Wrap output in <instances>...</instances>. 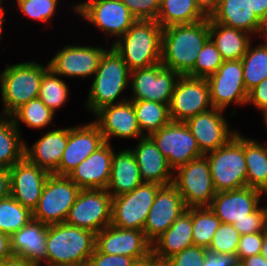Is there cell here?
Segmentation results:
<instances>
[{"label": "cell", "instance_id": "681fc988", "mask_svg": "<svg viewBox=\"0 0 267 266\" xmlns=\"http://www.w3.org/2000/svg\"><path fill=\"white\" fill-rule=\"evenodd\" d=\"M251 103L262 112L263 117L267 114V78L249 91L247 104Z\"/></svg>", "mask_w": 267, "mask_h": 266}, {"label": "cell", "instance_id": "ab89813d", "mask_svg": "<svg viewBox=\"0 0 267 266\" xmlns=\"http://www.w3.org/2000/svg\"><path fill=\"white\" fill-rule=\"evenodd\" d=\"M69 96V88L61 76L58 77L50 68L43 74L38 98L54 113L65 105Z\"/></svg>", "mask_w": 267, "mask_h": 266}, {"label": "cell", "instance_id": "9c48e42d", "mask_svg": "<svg viewBox=\"0 0 267 266\" xmlns=\"http://www.w3.org/2000/svg\"><path fill=\"white\" fill-rule=\"evenodd\" d=\"M112 198L106 189H81L65 223L97 234L111 224Z\"/></svg>", "mask_w": 267, "mask_h": 266}, {"label": "cell", "instance_id": "f6af8a7d", "mask_svg": "<svg viewBox=\"0 0 267 266\" xmlns=\"http://www.w3.org/2000/svg\"><path fill=\"white\" fill-rule=\"evenodd\" d=\"M206 253V248L192 245L171 256L168 260L172 266H202Z\"/></svg>", "mask_w": 267, "mask_h": 266}, {"label": "cell", "instance_id": "4dcf8cb0", "mask_svg": "<svg viewBox=\"0 0 267 266\" xmlns=\"http://www.w3.org/2000/svg\"><path fill=\"white\" fill-rule=\"evenodd\" d=\"M249 33L216 23L210 19L209 38L224 61L240 60L251 43Z\"/></svg>", "mask_w": 267, "mask_h": 266}, {"label": "cell", "instance_id": "f546056e", "mask_svg": "<svg viewBox=\"0 0 267 266\" xmlns=\"http://www.w3.org/2000/svg\"><path fill=\"white\" fill-rule=\"evenodd\" d=\"M192 245L191 208H187L170 228L152 243V253L159 258L168 259Z\"/></svg>", "mask_w": 267, "mask_h": 266}, {"label": "cell", "instance_id": "680465c9", "mask_svg": "<svg viewBox=\"0 0 267 266\" xmlns=\"http://www.w3.org/2000/svg\"><path fill=\"white\" fill-rule=\"evenodd\" d=\"M150 266H172L168 259L159 258L151 252V265Z\"/></svg>", "mask_w": 267, "mask_h": 266}, {"label": "cell", "instance_id": "60d3db41", "mask_svg": "<svg viewBox=\"0 0 267 266\" xmlns=\"http://www.w3.org/2000/svg\"><path fill=\"white\" fill-rule=\"evenodd\" d=\"M223 62L224 60L221 53L209 38L198 54L194 68L186 76L193 78H207L214 74Z\"/></svg>", "mask_w": 267, "mask_h": 266}, {"label": "cell", "instance_id": "d590c367", "mask_svg": "<svg viewBox=\"0 0 267 266\" xmlns=\"http://www.w3.org/2000/svg\"><path fill=\"white\" fill-rule=\"evenodd\" d=\"M251 46L250 43L241 58L243 79L248 92L267 78V42Z\"/></svg>", "mask_w": 267, "mask_h": 266}, {"label": "cell", "instance_id": "d6a6232c", "mask_svg": "<svg viewBox=\"0 0 267 266\" xmlns=\"http://www.w3.org/2000/svg\"><path fill=\"white\" fill-rule=\"evenodd\" d=\"M20 128L11 116L0 115V168L10 169L25 157V144Z\"/></svg>", "mask_w": 267, "mask_h": 266}, {"label": "cell", "instance_id": "b9f144b4", "mask_svg": "<svg viewBox=\"0 0 267 266\" xmlns=\"http://www.w3.org/2000/svg\"><path fill=\"white\" fill-rule=\"evenodd\" d=\"M240 237L233 224L222 222L207 250L213 253H236Z\"/></svg>", "mask_w": 267, "mask_h": 266}, {"label": "cell", "instance_id": "2e32d148", "mask_svg": "<svg viewBox=\"0 0 267 266\" xmlns=\"http://www.w3.org/2000/svg\"><path fill=\"white\" fill-rule=\"evenodd\" d=\"M186 209L176 187L172 183L162 185L154 198L143 228L145 238L152 244Z\"/></svg>", "mask_w": 267, "mask_h": 266}, {"label": "cell", "instance_id": "8992f818", "mask_svg": "<svg viewBox=\"0 0 267 266\" xmlns=\"http://www.w3.org/2000/svg\"><path fill=\"white\" fill-rule=\"evenodd\" d=\"M216 192L247 187L244 136L236 135L224 146L205 154Z\"/></svg>", "mask_w": 267, "mask_h": 266}, {"label": "cell", "instance_id": "f907efd6", "mask_svg": "<svg viewBox=\"0 0 267 266\" xmlns=\"http://www.w3.org/2000/svg\"><path fill=\"white\" fill-rule=\"evenodd\" d=\"M239 262L236 253H213L207 250L202 266H236Z\"/></svg>", "mask_w": 267, "mask_h": 266}, {"label": "cell", "instance_id": "d6986e66", "mask_svg": "<svg viewBox=\"0 0 267 266\" xmlns=\"http://www.w3.org/2000/svg\"><path fill=\"white\" fill-rule=\"evenodd\" d=\"M106 143L94 122L68 127V142L58 166V175L68 176L90 154Z\"/></svg>", "mask_w": 267, "mask_h": 266}, {"label": "cell", "instance_id": "e575fe53", "mask_svg": "<svg viewBox=\"0 0 267 266\" xmlns=\"http://www.w3.org/2000/svg\"><path fill=\"white\" fill-rule=\"evenodd\" d=\"M131 101L133 102L140 130L144 136H149L171 121L168 104L150 100Z\"/></svg>", "mask_w": 267, "mask_h": 266}, {"label": "cell", "instance_id": "9a60e30c", "mask_svg": "<svg viewBox=\"0 0 267 266\" xmlns=\"http://www.w3.org/2000/svg\"><path fill=\"white\" fill-rule=\"evenodd\" d=\"M206 80L213 108L225 110L232 102L242 106L247 104L249 92L243 79L241 59L224 61Z\"/></svg>", "mask_w": 267, "mask_h": 266}, {"label": "cell", "instance_id": "91938a15", "mask_svg": "<svg viewBox=\"0 0 267 266\" xmlns=\"http://www.w3.org/2000/svg\"><path fill=\"white\" fill-rule=\"evenodd\" d=\"M151 265V253L146 257L134 260L130 266H150Z\"/></svg>", "mask_w": 267, "mask_h": 266}, {"label": "cell", "instance_id": "ee69618b", "mask_svg": "<svg viewBox=\"0 0 267 266\" xmlns=\"http://www.w3.org/2000/svg\"><path fill=\"white\" fill-rule=\"evenodd\" d=\"M137 19L156 20L161 0H120Z\"/></svg>", "mask_w": 267, "mask_h": 266}, {"label": "cell", "instance_id": "e7e4bbea", "mask_svg": "<svg viewBox=\"0 0 267 266\" xmlns=\"http://www.w3.org/2000/svg\"><path fill=\"white\" fill-rule=\"evenodd\" d=\"M260 208H261L262 213H263L265 230L267 231V206L260 207Z\"/></svg>", "mask_w": 267, "mask_h": 266}, {"label": "cell", "instance_id": "4316f807", "mask_svg": "<svg viewBox=\"0 0 267 266\" xmlns=\"http://www.w3.org/2000/svg\"><path fill=\"white\" fill-rule=\"evenodd\" d=\"M48 225L31 219L11 236L13 255L23 257L38 266L44 261L46 266V238Z\"/></svg>", "mask_w": 267, "mask_h": 266}, {"label": "cell", "instance_id": "03108f58", "mask_svg": "<svg viewBox=\"0 0 267 266\" xmlns=\"http://www.w3.org/2000/svg\"><path fill=\"white\" fill-rule=\"evenodd\" d=\"M64 266H89V264L87 262V263H80V264H73V265H64Z\"/></svg>", "mask_w": 267, "mask_h": 266}, {"label": "cell", "instance_id": "ac0fdd59", "mask_svg": "<svg viewBox=\"0 0 267 266\" xmlns=\"http://www.w3.org/2000/svg\"><path fill=\"white\" fill-rule=\"evenodd\" d=\"M223 111L212 108L185 122L203 155L226 145L237 133L230 130Z\"/></svg>", "mask_w": 267, "mask_h": 266}, {"label": "cell", "instance_id": "8fae6325", "mask_svg": "<svg viewBox=\"0 0 267 266\" xmlns=\"http://www.w3.org/2000/svg\"><path fill=\"white\" fill-rule=\"evenodd\" d=\"M90 24L115 37H122L137 20L120 0H88L73 7Z\"/></svg>", "mask_w": 267, "mask_h": 266}, {"label": "cell", "instance_id": "f35d334b", "mask_svg": "<svg viewBox=\"0 0 267 266\" xmlns=\"http://www.w3.org/2000/svg\"><path fill=\"white\" fill-rule=\"evenodd\" d=\"M54 114L40 98H36L22 105L11 117L17 128L20 121L30 128L41 129L53 123Z\"/></svg>", "mask_w": 267, "mask_h": 266}, {"label": "cell", "instance_id": "94428289", "mask_svg": "<svg viewBox=\"0 0 267 266\" xmlns=\"http://www.w3.org/2000/svg\"><path fill=\"white\" fill-rule=\"evenodd\" d=\"M258 35H263L265 41L267 42V14L261 19V25Z\"/></svg>", "mask_w": 267, "mask_h": 266}, {"label": "cell", "instance_id": "6f0895ef", "mask_svg": "<svg viewBox=\"0 0 267 266\" xmlns=\"http://www.w3.org/2000/svg\"><path fill=\"white\" fill-rule=\"evenodd\" d=\"M241 262L244 266H267V260L261 254L252 255Z\"/></svg>", "mask_w": 267, "mask_h": 266}, {"label": "cell", "instance_id": "74e56055", "mask_svg": "<svg viewBox=\"0 0 267 266\" xmlns=\"http://www.w3.org/2000/svg\"><path fill=\"white\" fill-rule=\"evenodd\" d=\"M31 219L32 212L20 204L11 195L0 200V231L12 236Z\"/></svg>", "mask_w": 267, "mask_h": 266}, {"label": "cell", "instance_id": "ba28073f", "mask_svg": "<svg viewBox=\"0 0 267 266\" xmlns=\"http://www.w3.org/2000/svg\"><path fill=\"white\" fill-rule=\"evenodd\" d=\"M80 188L68 176L50 174L32 212V217L46 225L65 222Z\"/></svg>", "mask_w": 267, "mask_h": 266}, {"label": "cell", "instance_id": "1f68e13d", "mask_svg": "<svg viewBox=\"0 0 267 266\" xmlns=\"http://www.w3.org/2000/svg\"><path fill=\"white\" fill-rule=\"evenodd\" d=\"M244 156L247 166V187L267 194V147L244 136Z\"/></svg>", "mask_w": 267, "mask_h": 266}, {"label": "cell", "instance_id": "484cf974", "mask_svg": "<svg viewBox=\"0 0 267 266\" xmlns=\"http://www.w3.org/2000/svg\"><path fill=\"white\" fill-rule=\"evenodd\" d=\"M68 142V128L51 130L29 148L25 144V157L39 168L58 175V166Z\"/></svg>", "mask_w": 267, "mask_h": 266}, {"label": "cell", "instance_id": "3957f363", "mask_svg": "<svg viewBox=\"0 0 267 266\" xmlns=\"http://www.w3.org/2000/svg\"><path fill=\"white\" fill-rule=\"evenodd\" d=\"M96 234L65 222L48 225L46 266L87 263L95 251Z\"/></svg>", "mask_w": 267, "mask_h": 266}, {"label": "cell", "instance_id": "30bf717a", "mask_svg": "<svg viewBox=\"0 0 267 266\" xmlns=\"http://www.w3.org/2000/svg\"><path fill=\"white\" fill-rule=\"evenodd\" d=\"M162 185L143 182L129 193L112 198L111 225L121 229L143 231L158 189Z\"/></svg>", "mask_w": 267, "mask_h": 266}, {"label": "cell", "instance_id": "bcb514c9", "mask_svg": "<svg viewBox=\"0 0 267 266\" xmlns=\"http://www.w3.org/2000/svg\"><path fill=\"white\" fill-rule=\"evenodd\" d=\"M262 242L263 232L242 235L236 250L240 262L247 257L260 254Z\"/></svg>", "mask_w": 267, "mask_h": 266}, {"label": "cell", "instance_id": "4fadbf2b", "mask_svg": "<svg viewBox=\"0 0 267 266\" xmlns=\"http://www.w3.org/2000/svg\"><path fill=\"white\" fill-rule=\"evenodd\" d=\"M180 74L161 63L130 71V100H150L170 104Z\"/></svg>", "mask_w": 267, "mask_h": 266}, {"label": "cell", "instance_id": "a7ac6f4b", "mask_svg": "<svg viewBox=\"0 0 267 266\" xmlns=\"http://www.w3.org/2000/svg\"><path fill=\"white\" fill-rule=\"evenodd\" d=\"M236 266H244L242 262H239Z\"/></svg>", "mask_w": 267, "mask_h": 266}, {"label": "cell", "instance_id": "6125c7cd", "mask_svg": "<svg viewBox=\"0 0 267 266\" xmlns=\"http://www.w3.org/2000/svg\"><path fill=\"white\" fill-rule=\"evenodd\" d=\"M260 254L267 260V231L263 232V242Z\"/></svg>", "mask_w": 267, "mask_h": 266}, {"label": "cell", "instance_id": "db71d44e", "mask_svg": "<svg viewBox=\"0 0 267 266\" xmlns=\"http://www.w3.org/2000/svg\"><path fill=\"white\" fill-rule=\"evenodd\" d=\"M0 266H38L34 262L28 261L27 259L19 256L12 255L0 262Z\"/></svg>", "mask_w": 267, "mask_h": 266}, {"label": "cell", "instance_id": "003e7915", "mask_svg": "<svg viewBox=\"0 0 267 266\" xmlns=\"http://www.w3.org/2000/svg\"><path fill=\"white\" fill-rule=\"evenodd\" d=\"M264 123H265L266 128H267V118H264Z\"/></svg>", "mask_w": 267, "mask_h": 266}, {"label": "cell", "instance_id": "52a82bcc", "mask_svg": "<svg viewBox=\"0 0 267 266\" xmlns=\"http://www.w3.org/2000/svg\"><path fill=\"white\" fill-rule=\"evenodd\" d=\"M174 174L172 184L183 198L186 208L209 207L217 192L205 155L176 168Z\"/></svg>", "mask_w": 267, "mask_h": 266}, {"label": "cell", "instance_id": "7c38bea8", "mask_svg": "<svg viewBox=\"0 0 267 266\" xmlns=\"http://www.w3.org/2000/svg\"><path fill=\"white\" fill-rule=\"evenodd\" d=\"M149 137L166 157L173 170L203 156L185 122L170 121L166 126L151 133Z\"/></svg>", "mask_w": 267, "mask_h": 266}, {"label": "cell", "instance_id": "ffe728a7", "mask_svg": "<svg viewBox=\"0 0 267 266\" xmlns=\"http://www.w3.org/2000/svg\"><path fill=\"white\" fill-rule=\"evenodd\" d=\"M9 173L10 195L33 212L51 173L39 168L26 157L14 164Z\"/></svg>", "mask_w": 267, "mask_h": 266}, {"label": "cell", "instance_id": "7a4b0ae2", "mask_svg": "<svg viewBox=\"0 0 267 266\" xmlns=\"http://www.w3.org/2000/svg\"><path fill=\"white\" fill-rule=\"evenodd\" d=\"M163 28L156 20H136L111 45L130 71L161 63Z\"/></svg>", "mask_w": 267, "mask_h": 266}, {"label": "cell", "instance_id": "c3c4849f", "mask_svg": "<svg viewBox=\"0 0 267 266\" xmlns=\"http://www.w3.org/2000/svg\"><path fill=\"white\" fill-rule=\"evenodd\" d=\"M135 259L125 255L100 253L96 248L89 257V266H130Z\"/></svg>", "mask_w": 267, "mask_h": 266}, {"label": "cell", "instance_id": "7bdbcfd3", "mask_svg": "<svg viewBox=\"0 0 267 266\" xmlns=\"http://www.w3.org/2000/svg\"><path fill=\"white\" fill-rule=\"evenodd\" d=\"M59 0H16L21 12L28 18L47 22L53 18Z\"/></svg>", "mask_w": 267, "mask_h": 266}, {"label": "cell", "instance_id": "cb8c5ba5", "mask_svg": "<svg viewBox=\"0 0 267 266\" xmlns=\"http://www.w3.org/2000/svg\"><path fill=\"white\" fill-rule=\"evenodd\" d=\"M113 147L105 143L68 175L80 189H106L110 179Z\"/></svg>", "mask_w": 267, "mask_h": 266}, {"label": "cell", "instance_id": "8d00e7d4", "mask_svg": "<svg viewBox=\"0 0 267 266\" xmlns=\"http://www.w3.org/2000/svg\"><path fill=\"white\" fill-rule=\"evenodd\" d=\"M191 217L194 245L208 249L221 220L209 207L191 208Z\"/></svg>", "mask_w": 267, "mask_h": 266}, {"label": "cell", "instance_id": "9f6ffc18", "mask_svg": "<svg viewBox=\"0 0 267 266\" xmlns=\"http://www.w3.org/2000/svg\"><path fill=\"white\" fill-rule=\"evenodd\" d=\"M252 10L262 19L267 14V0H250Z\"/></svg>", "mask_w": 267, "mask_h": 266}, {"label": "cell", "instance_id": "5bb4252c", "mask_svg": "<svg viewBox=\"0 0 267 266\" xmlns=\"http://www.w3.org/2000/svg\"><path fill=\"white\" fill-rule=\"evenodd\" d=\"M209 85L206 78L180 76L169 104L171 121L188 119L212 109Z\"/></svg>", "mask_w": 267, "mask_h": 266}, {"label": "cell", "instance_id": "f1b7e54d", "mask_svg": "<svg viewBox=\"0 0 267 266\" xmlns=\"http://www.w3.org/2000/svg\"><path fill=\"white\" fill-rule=\"evenodd\" d=\"M143 180L133 152L123 149L113 152L110 179L106 190L112 197L129 193L140 186Z\"/></svg>", "mask_w": 267, "mask_h": 266}, {"label": "cell", "instance_id": "5b68a950", "mask_svg": "<svg viewBox=\"0 0 267 266\" xmlns=\"http://www.w3.org/2000/svg\"><path fill=\"white\" fill-rule=\"evenodd\" d=\"M49 69L42 64L22 62L9 65L0 73L3 116H11L22 105L38 98L43 74Z\"/></svg>", "mask_w": 267, "mask_h": 266}, {"label": "cell", "instance_id": "f5cc1de1", "mask_svg": "<svg viewBox=\"0 0 267 266\" xmlns=\"http://www.w3.org/2000/svg\"><path fill=\"white\" fill-rule=\"evenodd\" d=\"M13 255L11 250V236L0 231V262Z\"/></svg>", "mask_w": 267, "mask_h": 266}, {"label": "cell", "instance_id": "be15d7a7", "mask_svg": "<svg viewBox=\"0 0 267 266\" xmlns=\"http://www.w3.org/2000/svg\"><path fill=\"white\" fill-rule=\"evenodd\" d=\"M2 3L4 2L0 0V39H2L1 33H2L3 23L5 21V18H4L5 10H4V7H2L3 6Z\"/></svg>", "mask_w": 267, "mask_h": 266}, {"label": "cell", "instance_id": "277c9868", "mask_svg": "<svg viewBox=\"0 0 267 266\" xmlns=\"http://www.w3.org/2000/svg\"><path fill=\"white\" fill-rule=\"evenodd\" d=\"M130 70L122 57L111 46L101 58L94 80L89 89L86 107L95 114L101 108L128 100L117 101L129 85Z\"/></svg>", "mask_w": 267, "mask_h": 266}, {"label": "cell", "instance_id": "e0dca14e", "mask_svg": "<svg viewBox=\"0 0 267 266\" xmlns=\"http://www.w3.org/2000/svg\"><path fill=\"white\" fill-rule=\"evenodd\" d=\"M107 51L101 47L66 45L48 62L49 68L58 76H94L101 58Z\"/></svg>", "mask_w": 267, "mask_h": 266}, {"label": "cell", "instance_id": "816d5d0a", "mask_svg": "<svg viewBox=\"0 0 267 266\" xmlns=\"http://www.w3.org/2000/svg\"><path fill=\"white\" fill-rule=\"evenodd\" d=\"M10 196V173L9 169L0 168V200Z\"/></svg>", "mask_w": 267, "mask_h": 266}, {"label": "cell", "instance_id": "603a6c76", "mask_svg": "<svg viewBox=\"0 0 267 266\" xmlns=\"http://www.w3.org/2000/svg\"><path fill=\"white\" fill-rule=\"evenodd\" d=\"M261 196L260 190L250 187L217 192L209 208L221 222L234 224L249 218L259 207Z\"/></svg>", "mask_w": 267, "mask_h": 266}, {"label": "cell", "instance_id": "83f0119b", "mask_svg": "<svg viewBox=\"0 0 267 266\" xmlns=\"http://www.w3.org/2000/svg\"><path fill=\"white\" fill-rule=\"evenodd\" d=\"M212 21L239 29L251 36L258 34L261 19L252 10L250 0H219L209 17Z\"/></svg>", "mask_w": 267, "mask_h": 266}, {"label": "cell", "instance_id": "7402d4cb", "mask_svg": "<svg viewBox=\"0 0 267 266\" xmlns=\"http://www.w3.org/2000/svg\"><path fill=\"white\" fill-rule=\"evenodd\" d=\"M94 116H97L94 122L107 143H111V137L138 138V140L144 137L136 118L133 102L130 99L105 106L97 111Z\"/></svg>", "mask_w": 267, "mask_h": 266}, {"label": "cell", "instance_id": "836d02e7", "mask_svg": "<svg viewBox=\"0 0 267 266\" xmlns=\"http://www.w3.org/2000/svg\"><path fill=\"white\" fill-rule=\"evenodd\" d=\"M208 18L194 0H161L156 21L162 28L192 24Z\"/></svg>", "mask_w": 267, "mask_h": 266}, {"label": "cell", "instance_id": "11a10c76", "mask_svg": "<svg viewBox=\"0 0 267 266\" xmlns=\"http://www.w3.org/2000/svg\"><path fill=\"white\" fill-rule=\"evenodd\" d=\"M198 8L207 16L214 12L216 9L219 0H194Z\"/></svg>", "mask_w": 267, "mask_h": 266}, {"label": "cell", "instance_id": "44dd1931", "mask_svg": "<svg viewBox=\"0 0 267 266\" xmlns=\"http://www.w3.org/2000/svg\"><path fill=\"white\" fill-rule=\"evenodd\" d=\"M95 248L100 253L125 255L135 260L152 252V244L138 229H121L113 225L103 228L96 234Z\"/></svg>", "mask_w": 267, "mask_h": 266}, {"label": "cell", "instance_id": "7dc6e473", "mask_svg": "<svg viewBox=\"0 0 267 266\" xmlns=\"http://www.w3.org/2000/svg\"><path fill=\"white\" fill-rule=\"evenodd\" d=\"M233 226L241 236L245 234L265 232L264 218L260 206L254 212L249 214V218L234 222Z\"/></svg>", "mask_w": 267, "mask_h": 266}, {"label": "cell", "instance_id": "6da1fadb", "mask_svg": "<svg viewBox=\"0 0 267 266\" xmlns=\"http://www.w3.org/2000/svg\"><path fill=\"white\" fill-rule=\"evenodd\" d=\"M210 18L192 24L163 28L161 64L186 76L193 68L202 47L209 39Z\"/></svg>", "mask_w": 267, "mask_h": 266}, {"label": "cell", "instance_id": "d4e9b609", "mask_svg": "<svg viewBox=\"0 0 267 266\" xmlns=\"http://www.w3.org/2000/svg\"><path fill=\"white\" fill-rule=\"evenodd\" d=\"M130 150L136 158L143 182H154L160 185L173 182L174 170L149 136L140 138L137 146Z\"/></svg>", "mask_w": 267, "mask_h": 266}]
</instances>
